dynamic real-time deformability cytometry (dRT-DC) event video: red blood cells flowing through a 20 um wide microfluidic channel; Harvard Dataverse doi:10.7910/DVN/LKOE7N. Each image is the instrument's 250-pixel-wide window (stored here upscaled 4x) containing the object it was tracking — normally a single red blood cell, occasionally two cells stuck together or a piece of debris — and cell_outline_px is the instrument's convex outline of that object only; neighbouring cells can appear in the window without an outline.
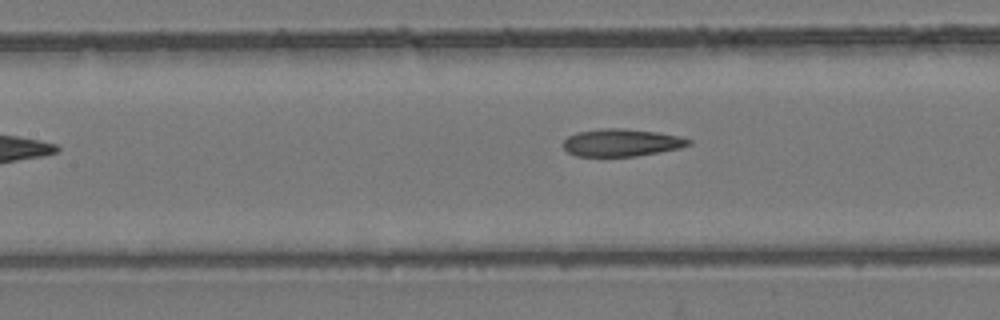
{"species": "common noctule bat (a hibernating species)", "species_latin": "Nyctalus noctula", "temperature_condition": "room temperature", "stored_images_in_passage": 7, "segment_of_instrument_passage": [2, 2], "camera_frame_rate_fps": 3000, "um_per_image_px": 0.085, "animal": {"sex": "female", "body_mass_g": 24.6, "forearm_length_mm": 56.2}, "frame": {"image": 1, "passage_image": 7, "time_ms": 7.667, "image_size_px": [1000, 320], "cell_outline_px": [[692, 144], [680, 148], [660, 152], [636, 156], [576, 156], [568, 152], [564, 148], [564, 140], [568, 136], [576, 132], [604, 128], [624, 128], [656, 132], [680, 136], [692, 140]], "centroid_in_image_um": [52.85, 12.12], "position_along_channel_um": 154.6, "area_um2": 20.11}}